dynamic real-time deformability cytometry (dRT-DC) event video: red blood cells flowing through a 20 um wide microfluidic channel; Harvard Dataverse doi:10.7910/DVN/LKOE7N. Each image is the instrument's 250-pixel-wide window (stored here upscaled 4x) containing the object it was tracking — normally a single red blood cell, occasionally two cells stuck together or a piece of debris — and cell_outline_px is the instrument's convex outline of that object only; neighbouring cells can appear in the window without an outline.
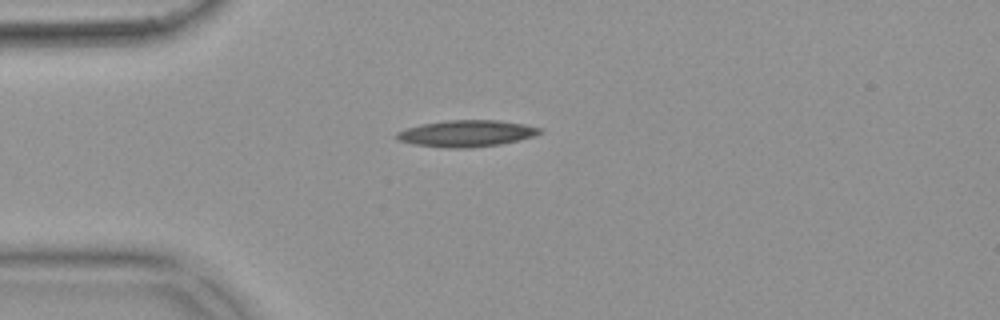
{"species": "common noctule bat (a hibernating species)", "species_latin": "Nyctalus noctula", "temperature_condition": "warm", "stored_images_in_passage": 42, "camera_frame_rate_fps": 3000, "um_per_image_px": 0.085, "animal": {"sex": "female", "body_mass_g": 18.4}, "frame": {"image": 1, "passage_image": 1, "time_ms": 0.0, "image_size_px": [1000, 320], "cell_outline_px": [[544, 132], [536, 136], [500, 144], [472, 148], [448, 148], [412, 144], [400, 140], [396, 136], [396, 132], [420, 124], [448, 120], [496, 120], [524, 124], [540, 128]], "centroid_in_image_um": [39.68, 11.34], "position_along_channel_um": 45.3, "area_um2": 22.14}}
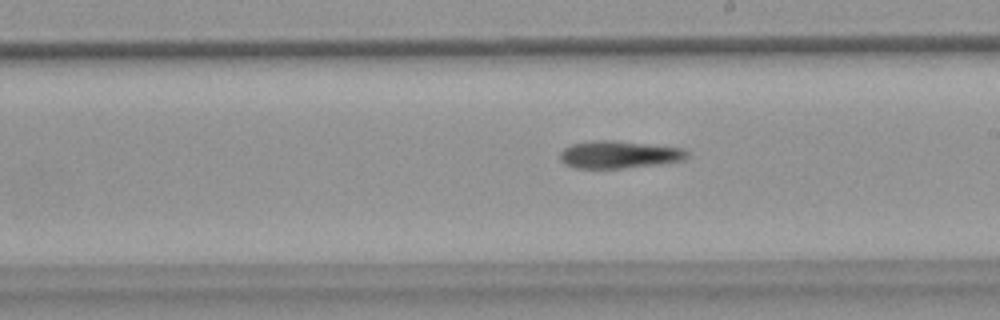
{"frame": {"image": 2, "passage_image": 18, "time_ms": 5.667, "image_size_px": [1000, 320], "cell_outline_px": [[688, 156], [684, 160], [660, 164], [624, 168], [576, 168], [564, 164], [560, 160], [560, 152], [564, 148], [572, 144], [592, 140], [612, 140], [684, 148], [688, 152]], "centroid_in_image_um": [52.61, 13.14], "position_along_channel_um": 236.4, "area_um2": 20.4}}
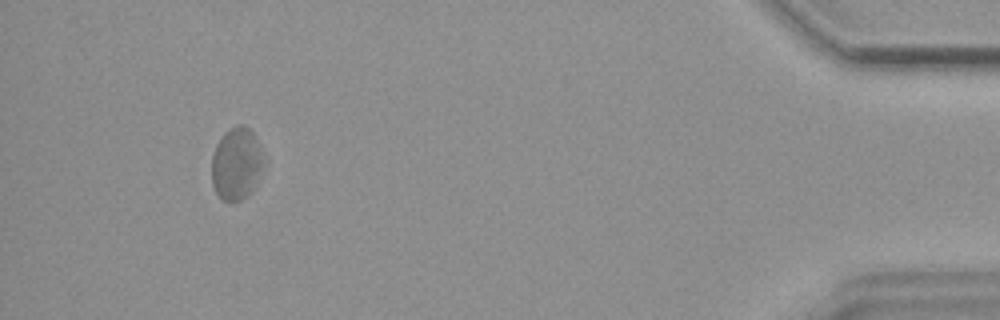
{"frame": {"image": 3, "passage_image": 38, "time_ms": 12.333, "image_size_px": [1000, 320], "cell_outline_px": [[268, 164], [252, 192], [240, 200], [224, 200], [216, 192], [212, 184], [212, 156], [216, 144], [224, 132], [228, 128], [236, 124], [244, 124], [252, 132], [268, 160]], "centroid_in_image_um": [20.17, 13.88], "position_along_channel_um": 415.0, "area_um2": 22.66}}